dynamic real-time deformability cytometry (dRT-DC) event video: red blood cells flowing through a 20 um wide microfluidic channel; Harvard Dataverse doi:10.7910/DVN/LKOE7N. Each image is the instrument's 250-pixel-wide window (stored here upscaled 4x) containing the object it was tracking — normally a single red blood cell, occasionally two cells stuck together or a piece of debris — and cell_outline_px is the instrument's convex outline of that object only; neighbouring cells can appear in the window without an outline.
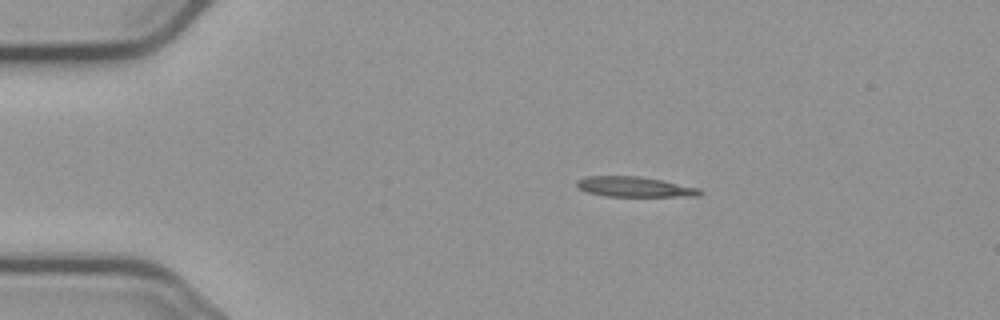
{"species": "common noctule bat (a hibernating species)", "species_latin": "Nyctalus noctula", "temperature_condition": "cold", "stored_images_in_passage": 5, "camera_frame_rate_fps": 3000, "um_per_image_px": 0.085, "animal": {"sex": "male", "body_mass_g": 23.1, "forearm_length_mm": 52.7}, "frame": {"image": 1, "passage_image": 2, "time_ms": 2.0, "image_size_px": [1000, 320], "cell_outline_px": [[704, 192], [700, 196], [604, 196], [588, 192], [576, 188], [576, 180], [588, 176], [636, 176], [660, 180], [700, 188]], "centroid_in_image_um": [53.92, 15.88], "position_along_channel_um": 31.1, "area_um2": 14.45}}
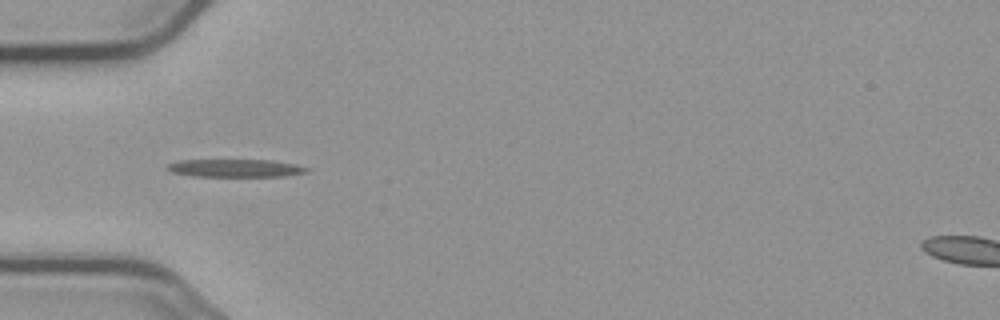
{"frame": {"image": 2, "passage_image": 4, "time_ms": 4.333, "image_size_px": [1000, 320], "cell_outline_px": [[308, 172], [284, 176], [196, 176], [172, 172], [168, 168], [168, 164], [176, 160], [272, 160], [296, 164], [308, 168]], "centroid_in_image_um": [20.04, 14.28], "position_along_channel_um": 65.0, "area_um2": 14.33}}
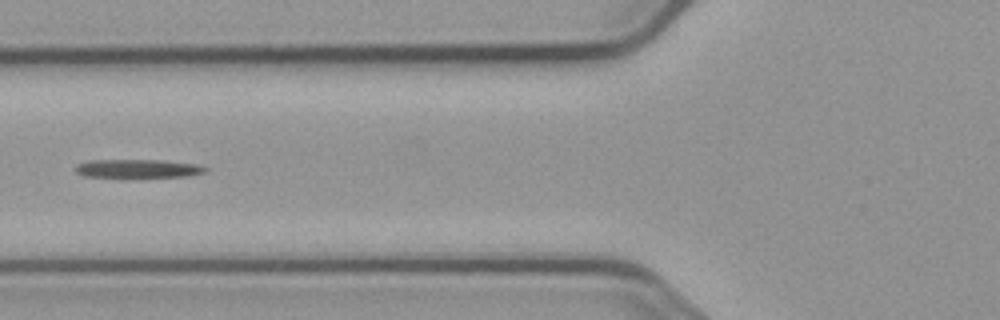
{"frame": {"image": 3, "passage_image": 5, "time_ms": 5.667, "image_size_px": [1000, 320], "cell_outline_px": [[208, 168], [204, 172], [188, 176], [120, 180], [84, 176], [76, 172], [76, 164], [88, 160], [164, 160], [196, 164]], "centroid_in_image_um": [11.65, 14.38], "position_along_channel_um": 114.2, "area_um2": 15.09}}